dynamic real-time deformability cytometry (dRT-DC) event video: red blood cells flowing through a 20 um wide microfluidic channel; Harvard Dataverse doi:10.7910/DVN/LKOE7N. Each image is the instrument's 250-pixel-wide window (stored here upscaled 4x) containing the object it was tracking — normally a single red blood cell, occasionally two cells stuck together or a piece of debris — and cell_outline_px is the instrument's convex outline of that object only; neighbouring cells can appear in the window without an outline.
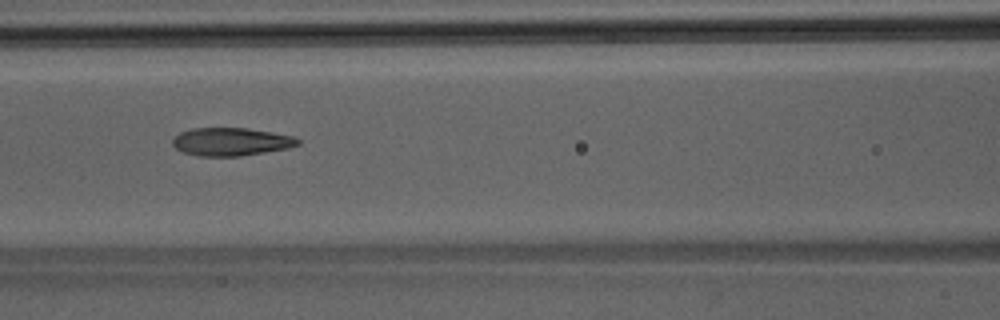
{"species": "Egyptian fruit bat (a non-hibernating species)", "species_latin": "Rousettus aegyptiacus", "temperature_condition": "room temperature", "stored_images_in_passage": 35, "camera_frame_rate_fps": 3000, "um_per_image_px": 0.085, "animal": {"sex": "male"}, "frame": {"image": 1, "passage_image": 10, "time_ms": 3.0, "image_size_px": [1000, 320], "cell_outline_px": [[300, 144], [288, 148], [240, 156], [196, 156], [184, 152], [176, 148], [172, 144], [172, 140], [180, 132], [192, 128], [248, 128], [296, 136], [300, 140]], "centroid_in_image_um": [19.66, 12.04], "position_along_channel_um": 146.9, "area_um2": 20.52}}
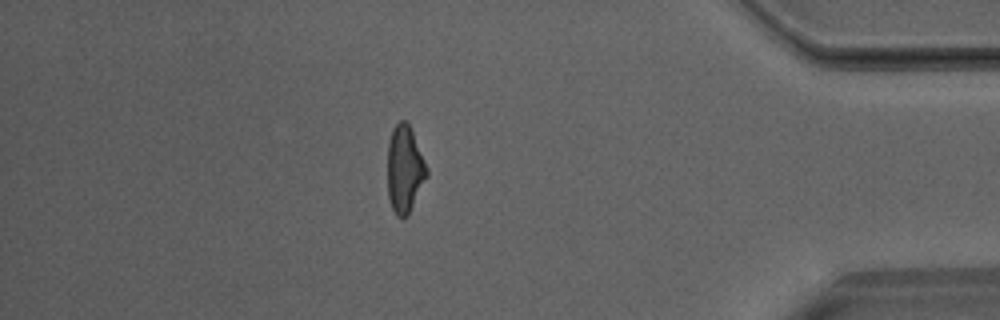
{"frame": {"image": 2, "passage_image": 29, "time_ms": 9.333, "image_size_px": [1000, 320], "cell_outline_px": [[428, 176], [408, 216], [396, 216], [392, 208], [388, 196], [388, 140], [392, 128], [400, 120], [404, 120], [408, 124], [412, 132], [428, 168]], "centroid_in_image_um": [34.4, 14.39], "position_along_channel_um": 400.8, "area_um2": 19.94}}
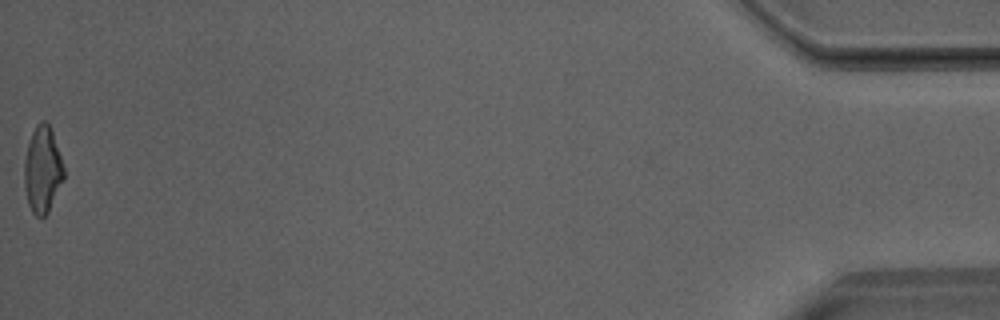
{"frame": {"image": 3, "passage_image": 35, "time_ms": 11.333, "image_size_px": [1000, 320], "cell_outline_px": [[64, 180], [48, 212], [44, 216], [36, 216], [32, 212], [28, 204], [24, 184], [24, 160], [28, 140], [36, 124], [40, 120], [44, 120], [48, 124], [52, 132], [64, 168]], "centroid_in_image_um": [3.6, 14.42], "position_along_channel_um": 431.6, "area_um2": 19.94}}